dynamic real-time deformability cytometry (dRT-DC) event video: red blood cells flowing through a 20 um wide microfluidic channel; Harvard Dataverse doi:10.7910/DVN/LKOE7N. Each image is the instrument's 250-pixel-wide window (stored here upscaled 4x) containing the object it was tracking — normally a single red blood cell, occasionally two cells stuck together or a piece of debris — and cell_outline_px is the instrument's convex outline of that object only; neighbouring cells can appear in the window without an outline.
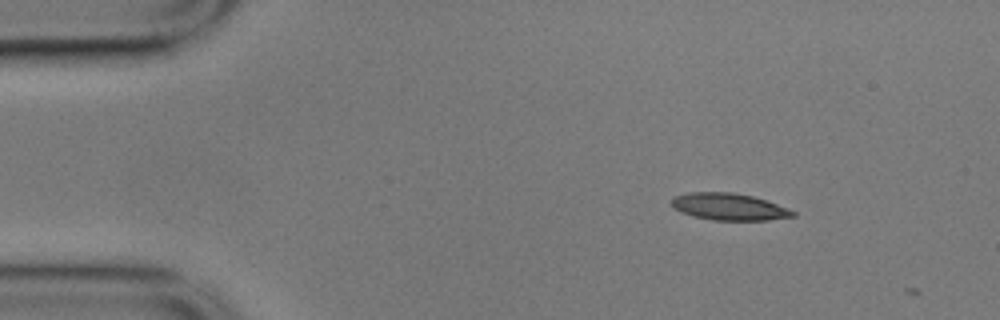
{"species": "common noctule bat (a hibernating species)", "species_latin": "Nyctalus noctula", "temperature_condition": "cold", "stored_images_in_passage": 3, "camera_frame_rate_fps": 3000, "um_per_image_px": 0.085, "animal": {"sex": "male", "body_mass_g": 17.9}, "frame": {"image": 1, "passage_image": 2, "time_ms": 0.333, "image_size_px": [1000, 320], "cell_outline_px": [[796, 216], [768, 220], [712, 220], [692, 216], [680, 212], [672, 204], [672, 196], [688, 192], [732, 192], [752, 196], [788, 208], [796, 212]], "centroid_in_image_um": [61.95, 17.57], "position_along_channel_um": 23.1, "area_um2": 19.02}}